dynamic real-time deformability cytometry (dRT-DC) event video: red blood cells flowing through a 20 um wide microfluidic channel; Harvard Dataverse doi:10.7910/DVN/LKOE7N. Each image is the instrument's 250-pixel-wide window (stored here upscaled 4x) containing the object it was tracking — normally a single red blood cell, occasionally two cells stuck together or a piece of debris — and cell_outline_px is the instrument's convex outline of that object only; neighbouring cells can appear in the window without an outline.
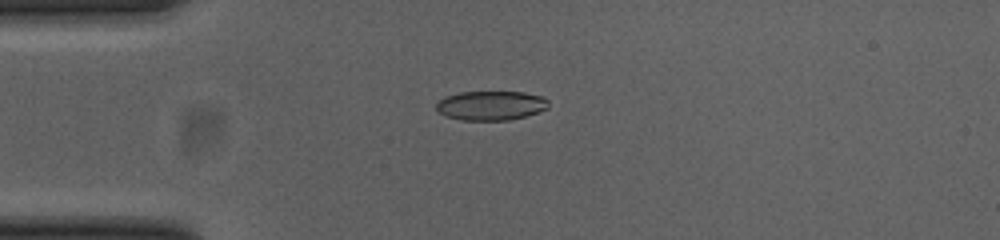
{"species": "common noctule bat (a hibernating species)", "species_latin": "Nyctalus noctula", "temperature_condition": "cold", "stored_images_in_passage": 42, "camera_frame_rate_fps": 3000, "um_per_image_px": 0.085, "animal": {"sex": "female", "body_mass_g": 23.0, "forearm_length_mm": 53.4}, "frame": {"image": 1, "passage_image": 3, "time_ms": 0.667, "image_size_px": [1000, 240], "cell_outline_px": [[548, 108], [524, 116], [508, 120], [460, 120], [444, 116], [436, 108], [436, 104], [440, 100], [448, 96], [460, 92], [524, 92], [544, 96], [548, 100]], "centroid_in_image_um": [41.74, 8.97], "position_along_channel_um": 43.3, "area_um2": 19.07}}
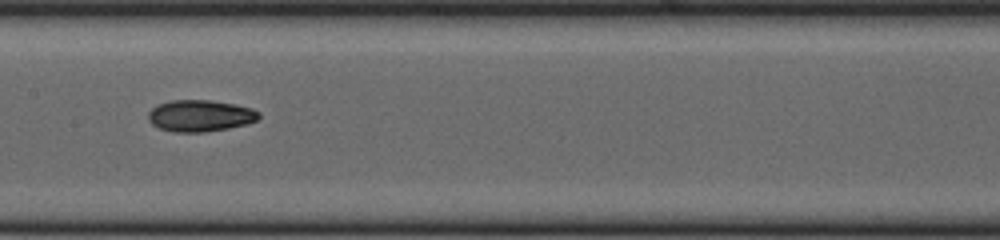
{"frame": {"image": 2, "passage_image": 16, "time_ms": 5.0, "image_size_px": [1000, 240], "cell_outline_px": [[260, 116], [256, 120], [248, 124], [228, 128], [204, 132], [172, 132], [160, 128], [152, 124], [148, 120], [148, 112], [152, 108], [160, 104], [172, 100], [212, 100], [236, 104], [252, 108], [260, 112]], "centroid_in_image_um": [17.03, 9.84], "position_along_channel_um": 190.4, "area_um2": 20.46}}
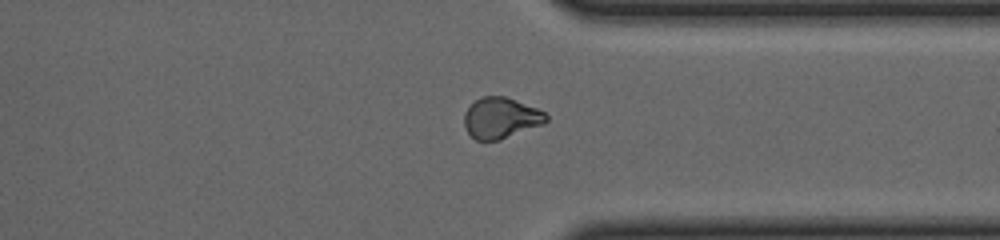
{"frame": {"image": 3, "passage_image": 30, "time_ms": 9.667, "image_size_px": [1000, 240], "cell_outline_px": [[548, 120], [544, 124], [500, 140], [476, 140], [468, 132], [464, 124], [464, 112], [476, 100], [484, 96], [504, 96], [536, 108], [544, 112], [548, 116]], "centroid_in_image_um": [42.58, 10.04], "position_along_channel_um": 368.8, "area_um2": 19.36}, "authors_computed_cell_mechanics": {"area_um2": 19.9699, "velocity_mm_per_s": 3.8583, "shape_relaxation_time_tau1_ms": 7.092, "shape_relaxation_time_tau2_ms": 3.7679, "deformation_change_tau1": 0.1599, "deformation_change_tau2": 0.0813}}